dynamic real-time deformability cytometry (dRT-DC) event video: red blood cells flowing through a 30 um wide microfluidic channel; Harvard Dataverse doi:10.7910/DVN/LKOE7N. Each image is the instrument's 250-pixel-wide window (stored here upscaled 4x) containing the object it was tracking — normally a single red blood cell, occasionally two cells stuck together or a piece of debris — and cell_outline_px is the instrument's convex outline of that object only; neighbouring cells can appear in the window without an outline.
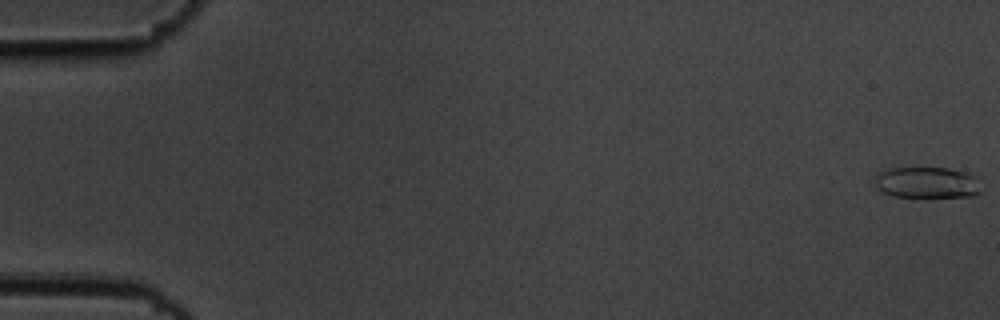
{"species": "common noctule bat (a hibernating species)", "species_latin": "Nyctalus noctula", "temperature_condition": "cold", "stored_images_in_passage": 56, "camera_frame_rate_fps": 3000, "um_per_image_px": 0.085, "animal": {"sex": "male", "body_mass_g": 19.5, "forearm_length_mm": 54.6}, "frame": {"image": 1, "passage_image": 1, "time_ms": 0.0, "image_size_px": [1000, 320], "cell_outline_px": [[980, 192], [972, 196], [920, 200], [892, 196], [884, 192], [876, 184], [876, 176], [880, 172], [892, 168], [948, 168], [972, 176]], "centroid_in_image_um": [78.74, 15.59], "position_along_channel_um": 6.3, "area_um2": 19.54}}
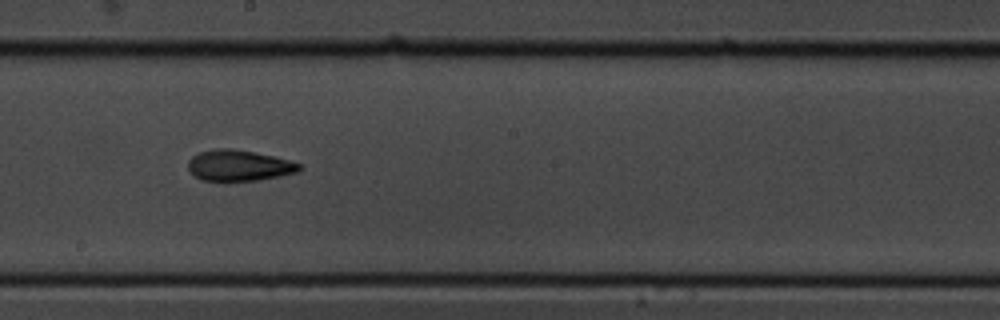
{"frame": {"image": 2, "passage_image": 32, "time_ms": 10.333, "image_size_px": [1000, 320], "cell_outline_px": [[304, 168], [296, 172], [280, 176], [260, 180], [200, 180], [188, 168], [188, 160], [192, 156], [200, 152], [216, 148], [232, 148], [272, 156], [288, 160], [300, 164]], "centroid_in_image_um": [20.31, 14.06], "position_along_channel_um": 227.9, "area_um2": 19.83}}
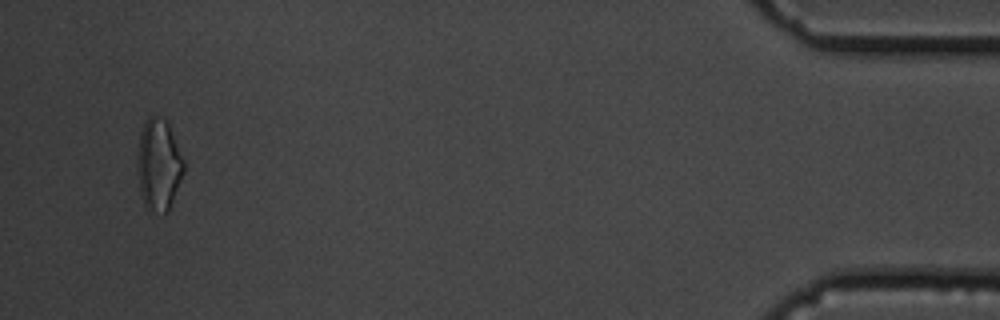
{"frame": {"image": 3, "passage_image": 54, "time_ms": 17.667, "image_size_px": [1000, 320], "cell_outline_px": [[184, 172], [168, 212], [164, 216], [148, 212], [144, 204], [140, 192], [140, 132], [148, 116], [156, 116], [168, 120], [184, 160]], "centroid_in_image_um": [13.54, 14.05], "position_along_channel_um": 421.7, "area_um2": 24.57}, "authors_computed_cell_mechanics": {"area_um2": 19.7098, "velocity_mm_per_s": 3.6548, "shape_relaxation_time_tau1_ms": 6.1795, "shape_relaxation_time_tau2_ms": 3.6894, "deformation_change_tau1": 0.1824, "deformation_change_tau2": 0.1182}}